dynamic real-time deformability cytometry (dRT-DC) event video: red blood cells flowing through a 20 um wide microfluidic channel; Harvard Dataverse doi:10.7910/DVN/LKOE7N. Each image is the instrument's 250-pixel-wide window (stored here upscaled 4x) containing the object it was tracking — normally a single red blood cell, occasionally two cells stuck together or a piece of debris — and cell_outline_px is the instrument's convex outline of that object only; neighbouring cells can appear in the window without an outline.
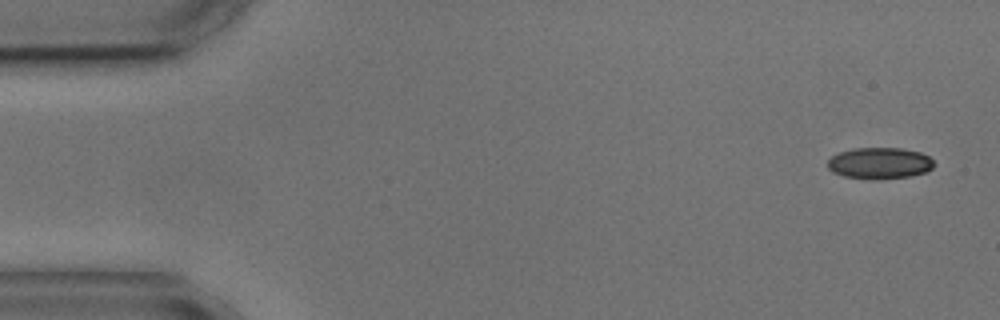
{"species": "common noctule bat (a hibernating species)", "species_latin": "Nyctalus noctula", "temperature_condition": "cold", "stored_images_in_passage": 9, "camera_frame_rate_fps": 3000, "um_per_image_px": 0.085, "animal": {"sex": "male", "body_mass_g": 17.9, "forearm_length_mm": 54.2}, "frame": {"image": 1, "passage_image": 1, "time_ms": 0.0, "image_size_px": [1000, 320], "cell_outline_px": [[936, 164], [932, 168], [924, 172], [908, 176], [880, 180], [872, 180], [844, 176], [832, 172], [828, 168], [828, 160], [832, 156], [840, 152], [852, 148], [900, 148], [920, 152], [928, 156]], "centroid_in_image_um": [74.75, 13.87], "position_along_channel_um": 10.2, "area_um2": 19.54}}
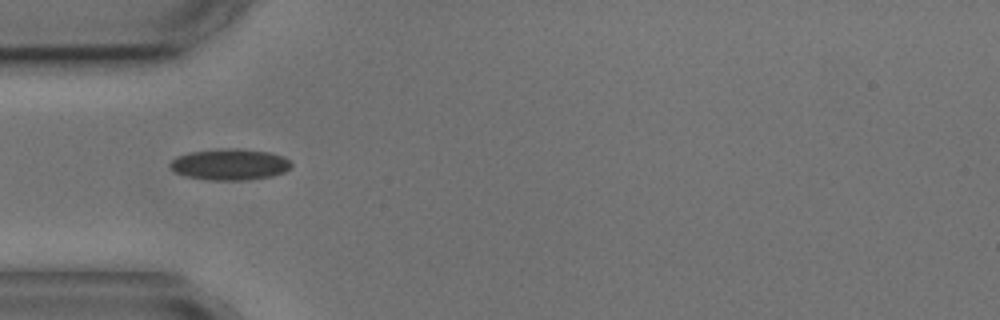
{"frame": {"image": 2, "passage_image": 4, "time_ms": 4.667, "image_size_px": [1000, 320], "cell_outline_px": [[292, 164], [284, 172], [272, 176], [244, 180], [212, 180], [188, 176], [176, 172], [168, 164], [176, 156], [192, 152], [220, 148], [240, 148], [272, 152], [284, 156], [292, 160]], "centroid_in_image_um": [19.59, 13.95], "position_along_channel_um": 65.4, "area_um2": 22.14}}
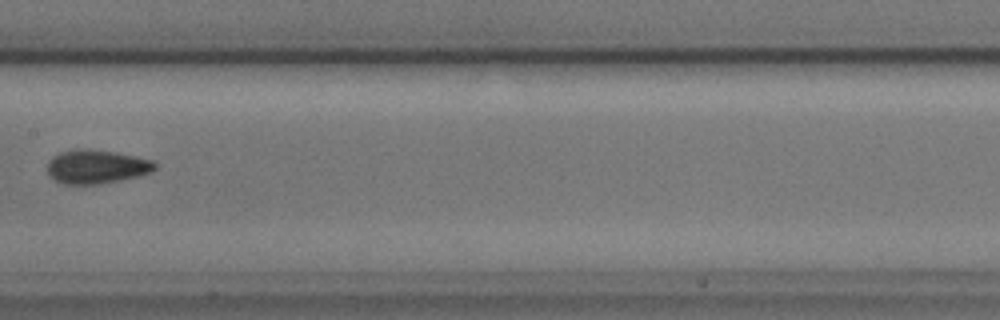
{"frame": {"image": 3, "passage_image": 7, "time_ms": 8.333, "image_size_px": [1000, 320], "cell_outline_px": [[156, 168], [152, 172], [120, 180], [100, 184], [64, 184], [48, 176], [48, 160], [52, 156], [60, 152], [76, 148], [88, 148], [136, 156], [152, 160], [156, 164]], "centroid_in_image_um": [8.17, 14.16], "position_along_channel_um": 199.2, "area_um2": 21.27}}